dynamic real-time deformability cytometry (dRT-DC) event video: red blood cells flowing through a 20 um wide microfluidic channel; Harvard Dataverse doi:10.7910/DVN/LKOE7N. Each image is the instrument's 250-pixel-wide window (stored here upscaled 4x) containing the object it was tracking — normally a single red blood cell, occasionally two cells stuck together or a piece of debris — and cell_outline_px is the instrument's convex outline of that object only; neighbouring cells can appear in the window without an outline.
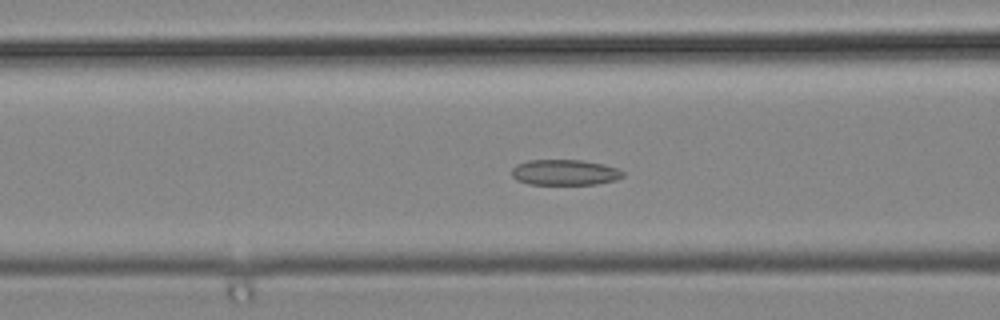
{"species": "common noctule bat (a hibernating species)", "species_latin": "Nyctalus noctula", "temperature_condition": "cold", "stored_images_in_passage": 50, "camera_frame_rate_fps": 3000, "um_per_image_px": 0.085, "animal": {"sex": "male", "body_mass_g": 19.2, "forearm_length_mm": 51.8}, "frame": {"image": 1, "passage_image": 19, "time_ms": 6.0, "image_size_px": [1000, 320], "cell_outline_px": [[624, 176], [616, 180], [596, 184], [528, 184], [516, 180], [512, 176], [512, 168], [516, 164], [528, 160], [584, 160], [604, 164], [616, 168], [624, 172]], "centroid_in_image_um": [48.0, 14.65], "position_along_channel_um": 118.6, "area_um2": 16.7}}
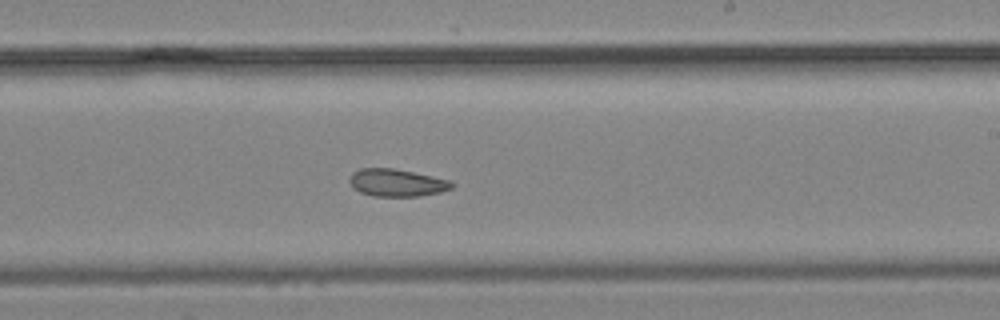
{"frame": {"image": 2, "passage_image": 29, "time_ms": 9.333, "image_size_px": [1000, 320], "cell_outline_px": [[452, 188], [440, 192], [420, 196], [372, 196], [360, 192], [352, 188], [348, 180], [348, 176], [352, 172], [360, 168], [392, 168], [432, 176], [448, 180], [452, 184]], "centroid_in_image_um": [33.64, 15.53], "position_along_channel_um": 255.4, "area_um2": 16.36}}
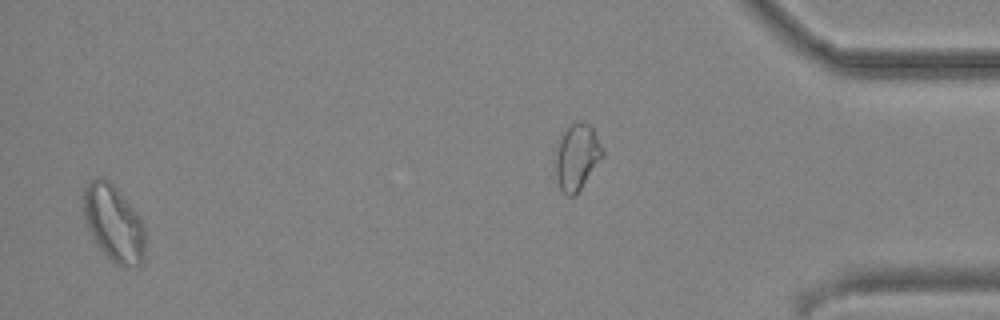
{"frame": {"image": 3, "passage_image": 48, "time_ms": 15.667, "image_size_px": [1000, 320], "cell_outline_px": [[144, 260], [140, 264], [132, 268], [128, 268], [116, 264], [96, 244], [84, 220], [84, 188], [96, 176], [100, 176], [108, 180], [112, 184], [132, 208], [140, 220], [144, 228]], "centroid_in_image_um": [9.65, 19.0], "position_along_channel_um": 425.5, "area_um2": 26.99}}